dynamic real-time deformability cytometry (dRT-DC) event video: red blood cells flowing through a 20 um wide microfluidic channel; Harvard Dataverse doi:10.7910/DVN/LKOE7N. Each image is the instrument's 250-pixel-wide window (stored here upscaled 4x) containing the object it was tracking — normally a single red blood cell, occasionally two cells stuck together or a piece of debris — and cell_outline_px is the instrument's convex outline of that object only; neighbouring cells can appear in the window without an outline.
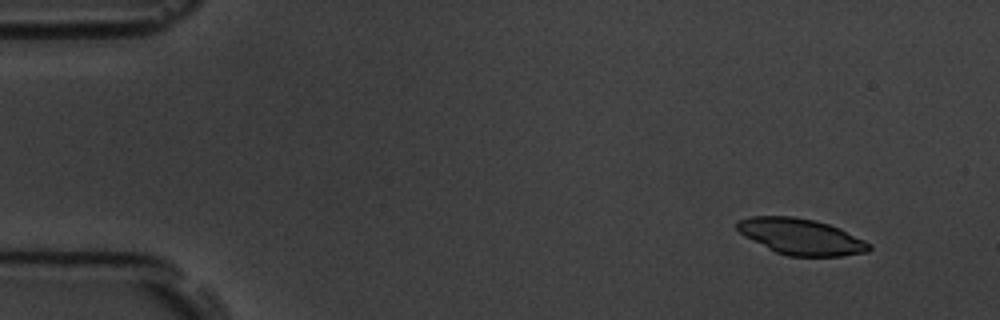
{"species": "common noctule bat (a hibernating species)", "species_latin": "Nyctalus noctula", "temperature_condition": "room temperature", "stored_images_in_passage": 8, "camera_frame_rate_fps": 3000, "um_per_image_px": 0.085, "animal": {"sex": "male", "body_mass_g": 19.5, "forearm_length_mm": 54.6}, "frame": {"image": 1, "passage_image": 1, "time_ms": 0.0, "image_size_px": [1000, 320], "cell_outline_px": [[872, 248], [868, 252], [840, 256], [788, 256], [776, 252], [744, 236], [736, 228], [736, 220], [752, 216], [792, 216], [816, 220], [840, 228], [872, 244]], "centroid_in_image_um": [68.09, 20.11], "position_along_channel_um": 16.9, "area_um2": 27.8}}